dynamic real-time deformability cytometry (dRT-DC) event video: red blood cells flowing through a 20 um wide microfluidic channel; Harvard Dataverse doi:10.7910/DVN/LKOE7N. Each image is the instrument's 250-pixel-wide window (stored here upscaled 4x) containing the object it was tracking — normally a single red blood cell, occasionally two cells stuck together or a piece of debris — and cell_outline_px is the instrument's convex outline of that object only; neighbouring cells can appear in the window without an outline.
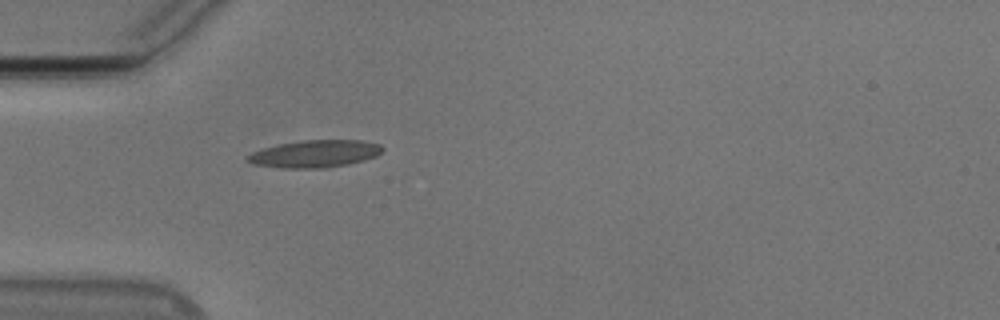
{"species": "Egyptian fruit bat (a non-hibernating species)", "species_latin": "Rousettus aegyptiacus", "temperature_condition": "cold", "stored_images_in_passage": 39, "camera_frame_rate_fps": 3000, "um_per_image_px": 0.085, "animal": {"sex": "male"}, "frame": {"image": 1, "passage_image": 1, "time_ms": 0.0, "image_size_px": [1000, 320], "cell_outline_px": [[384, 148], [376, 156], [364, 160], [348, 164], [324, 168], [284, 168], [256, 164], [248, 160], [248, 156], [252, 152], [264, 148], [280, 144], [304, 140], [360, 140], [380, 144]], "centroid_in_image_um": [26.82, 13.07], "position_along_channel_um": 58.2, "area_um2": 21.15}}
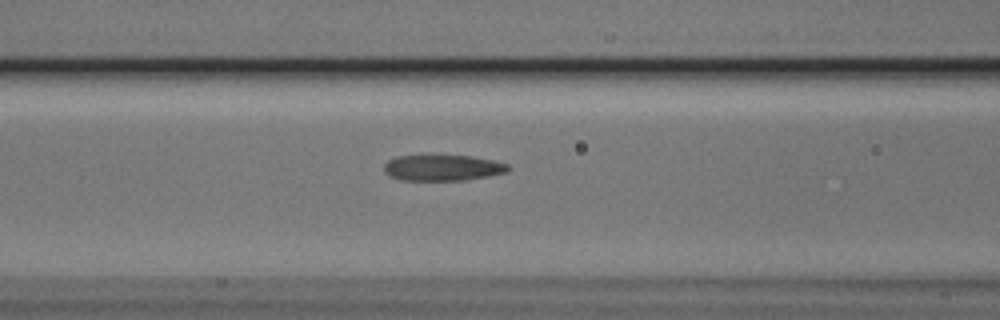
{"frame": {"image": 2, "passage_image": 7, "time_ms": 2.0, "image_size_px": [1000, 320], "cell_outline_px": [[512, 168], [508, 172], [488, 176], [464, 180], [400, 180], [388, 176], [384, 172], [384, 164], [388, 160], [396, 156], [472, 156], [492, 160], [508, 164]], "centroid_in_image_um": [37.62, 14.27], "position_along_channel_um": 129.0, "area_um2": 18.79}}
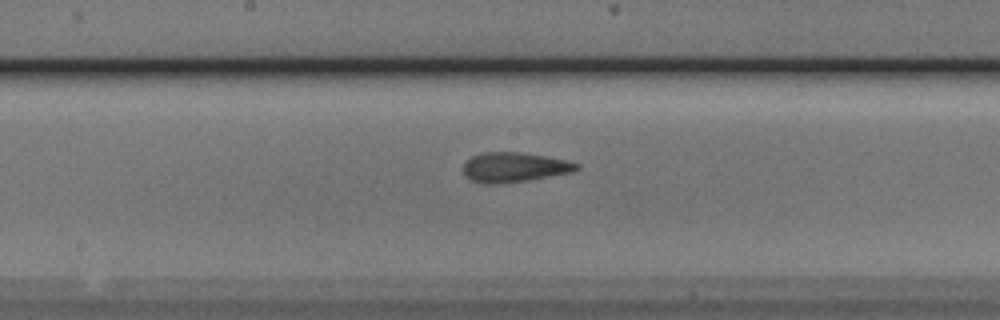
{"frame": {"image": 3, "passage_image": 13, "time_ms": 4.0, "image_size_px": [1000, 320], "cell_outline_px": [[580, 168], [572, 172], [528, 180], [496, 184], [484, 184], [472, 180], [464, 172], [464, 164], [472, 156], [484, 152], [524, 152], [548, 156], [568, 160], [580, 164]], "centroid_in_image_um": [43.77, 14.2], "position_along_channel_um": 204.4, "area_um2": 19.65}, "authors_computed_cell_mechanics": {"area_um2": 19.4208, "velocity_mm_per_s": 3.773, "shape_relaxation_time_tau1_ms": 4.4873, "shape_relaxation_time_tau2_ms": 1.6192, "deformation_change_tau1": 0.1709, "deformation_change_tau2": 0.1023}}